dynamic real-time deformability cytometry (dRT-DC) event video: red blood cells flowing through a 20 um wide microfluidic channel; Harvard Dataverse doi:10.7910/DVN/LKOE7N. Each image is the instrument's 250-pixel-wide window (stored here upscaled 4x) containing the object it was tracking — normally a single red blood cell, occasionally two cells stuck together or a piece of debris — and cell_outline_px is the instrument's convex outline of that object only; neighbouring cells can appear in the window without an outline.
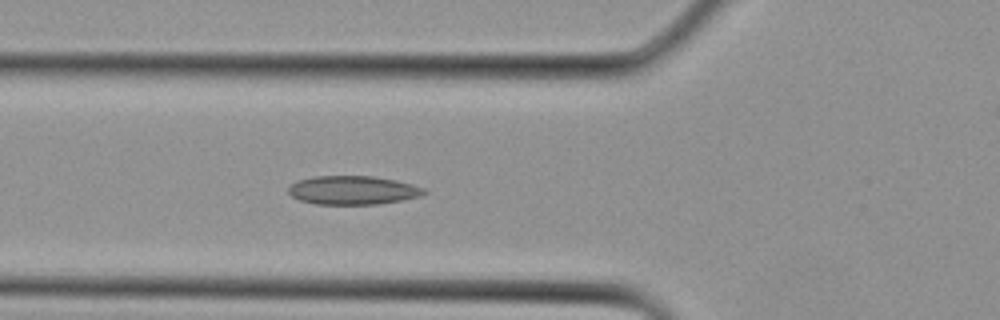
{"species": "Egyptian fruit bat (a non-hibernating species)", "species_latin": "Rousettus aegyptiacus", "temperature_condition": "cold", "stored_images_in_passage": 13, "camera_frame_rate_fps": 3000, "um_per_image_px": 0.085, "animal": {"sex": "female"}, "frame": {"image": 1, "passage_image": 11, "time_ms": 3.333, "image_size_px": [1000, 320], "cell_outline_px": [[428, 192], [420, 196], [380, 204], [316, 204], [300, 200], [292, 196], [288, 192], [288, 188], [296, 180], [312, 176], [372, 176], [396, 180], [412, 184], [424, 188]], "centroid_in_image_um": [29.98, 16.16], "position_along_channel_um": 95.8, "area_um2": 22.72}}
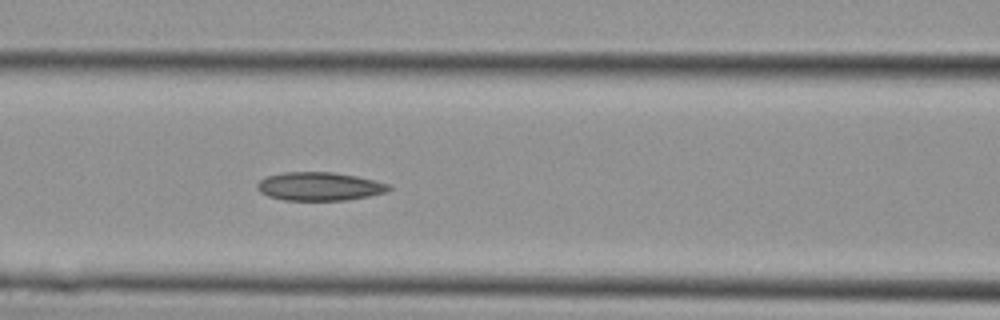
{"frame": {"image": 2, "passage_image": 13, "time_ms": 4.0, "image_size_px": [1000, 320], "cell_outline_px": [[392, 188], [388, 192], [348, 200], [284, 200], [268, 196], [260, 192], [256, 188], [256, 184], [264, 176], [284, 172], [332, 172], [356, 176], [388, 184]], "centroid_in_image_um": [27.11, 15.84], "position_along_channel_um": 139.5, "area_um2": 21.85}}